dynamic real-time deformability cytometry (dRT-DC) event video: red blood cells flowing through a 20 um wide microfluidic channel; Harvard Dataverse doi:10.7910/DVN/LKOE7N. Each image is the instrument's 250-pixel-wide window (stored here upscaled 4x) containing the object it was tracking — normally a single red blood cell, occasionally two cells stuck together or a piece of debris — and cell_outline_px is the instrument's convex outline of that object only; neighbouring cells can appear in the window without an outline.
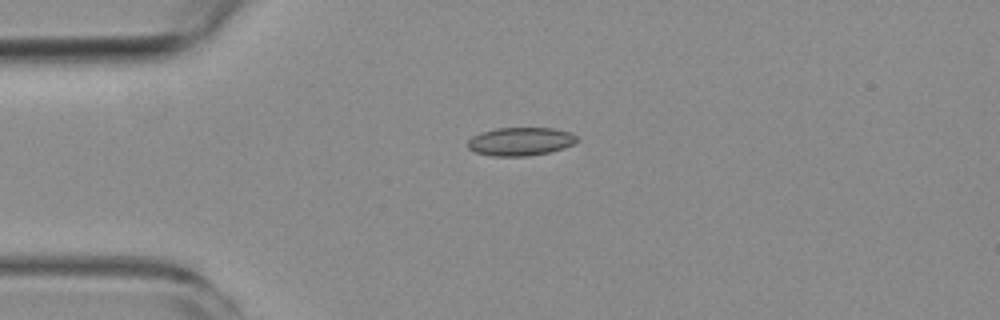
{"species": "common noctule bat (a hibernating species)", "species_latin": "Nyctalus noctula", "temperature_condition": "room temperature", "stored_images_in_passage": 2, "camera_frame_rate_fps": 3000, "um_per_image_px": 0.085, "animal": {"sex": "female", "body_mass_g": 19.3, "forearm_length_mm": 54.1}, "frame": {"image": 1, "passage_image": 1, "time_ms": 0.0, "image_size_px": [1000, 320], "cell_outline_px": [[580, 140], [564, 148], [548, 152], [528, 156], [492, 156], [476, 152], [468, 148], [468, 140], [472, 136], [480, 132], [496, 128], [552, 128], [572, 132]], "centroid_in_image_um": [44.25, 12.02], "position_along_channel_um": 40.8, "area_um2": 18.09}}